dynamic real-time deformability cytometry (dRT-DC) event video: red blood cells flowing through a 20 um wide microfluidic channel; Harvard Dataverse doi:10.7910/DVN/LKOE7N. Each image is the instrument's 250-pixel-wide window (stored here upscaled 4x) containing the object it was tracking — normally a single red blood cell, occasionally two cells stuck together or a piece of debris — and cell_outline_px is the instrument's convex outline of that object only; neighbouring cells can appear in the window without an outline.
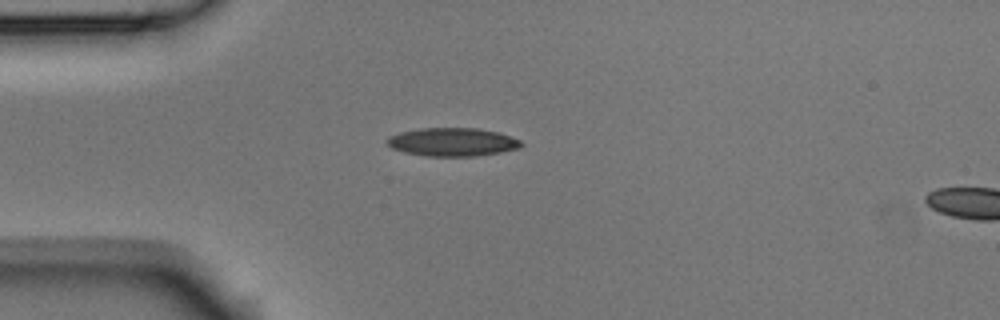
{"species": "Egyptian fruit bat (a non-hibernating species)", "species_latin": "Rousettus aegyptiacus", "temperature_condition": "room temperature", "stored_images_in_passage": 2, "segment_of_instrument_passage": [1, 2], "camera_frame_rate_fps": 3000, "um_per_image_px": 0.085, "animal": {"sex": "male"}, "frame": {"image": 1, "passage_image": 1, "time_ms": 0.0, "image_size_px": [1000, 320], "cell_outline_px": [[524, 144], [520, 148], [500, 152], [476, 156], [428, 156], [404, 152], [392, 148], [384, 140], [388, 136], [400, 132], [420, 128], [476, 128], [500, 132], [520, 140]], "centroid_in_image_um": [38.46, 12.06], "position_along_channel_um": 46.5, "area_um2": 22.25}}